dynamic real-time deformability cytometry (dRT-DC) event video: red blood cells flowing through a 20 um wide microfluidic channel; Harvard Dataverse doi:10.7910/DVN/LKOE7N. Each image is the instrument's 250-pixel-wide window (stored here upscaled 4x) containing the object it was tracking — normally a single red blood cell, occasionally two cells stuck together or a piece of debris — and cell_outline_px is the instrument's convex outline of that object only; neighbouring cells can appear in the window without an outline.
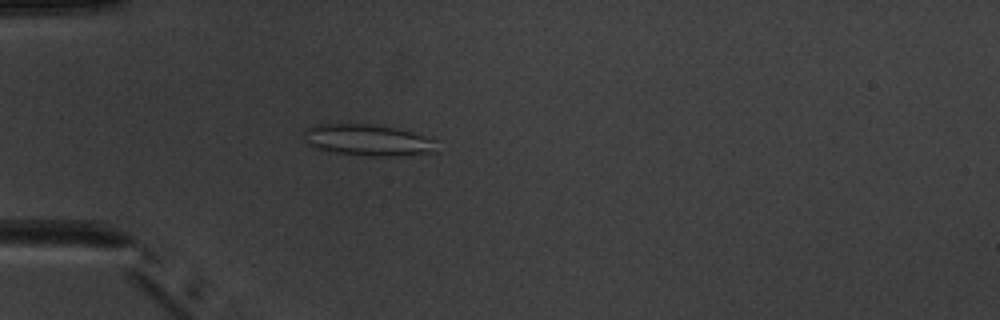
{"species": "common noctule bat (a hibernating species)", "species_latin": "Nyctalus noctula", "temperature_condition": "warm", "stored_images_in_passage": 4, "camera_frame_rate_fps": 3000, "um_per_image_px": 0.085, "animal": {"sex": "male", "body_mass_g": 20.1, "forearm_length_mm": 53.5}, "frame": {"image": 1, "passage_image": 4, "time_ms": 4.333, "image_size_px": [1000, 320], "cell_outline_px": [[440, 152], [396, 156], [368, 156], [336, 152], [320, 148], [308, 144], [304, 132], [304, 128], [316, 124], [368, 124], [396, 128], [412, 132], [432, 140]], "centroid_in_image_um": [31.29, 11.91], "position_along_channel_um": 53.7, "area_um2": 23.99}}